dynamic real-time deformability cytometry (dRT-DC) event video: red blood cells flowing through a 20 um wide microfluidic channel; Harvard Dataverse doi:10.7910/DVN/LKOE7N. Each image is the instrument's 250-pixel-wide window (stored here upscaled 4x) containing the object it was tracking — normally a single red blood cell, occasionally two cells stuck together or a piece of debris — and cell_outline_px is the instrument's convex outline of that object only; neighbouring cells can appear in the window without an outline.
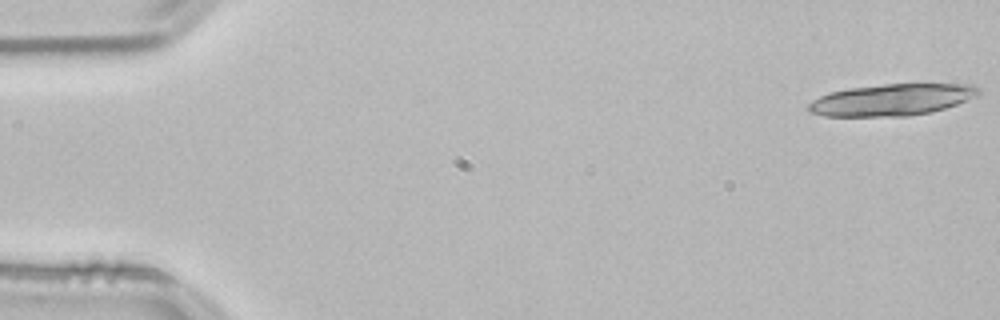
{"species": "common noctule bat (a hibernating species)", "species_latin": "Nyctalus noctula", "temperature_condition": "room temperature", "stored_images_in_passage": 39, "camera_frame_rate_fps": 3000, "um_per_image_px": 0.085, "animal": {"sex": "male", "body_mass_g": 21.5, "forearm_length_mm": 52.0}, "frame": {"image": 1, "passage_image": 1, "time_ms": 0.0, "image_size_px": [1000, 320], "cell_outline_px": [[980, 92], [976, 96], [956, 104], [932, 112], [908, 116], [824, 116], [808, 112], [808, 104], [812, 100], [820, 96], [832, 92], [848, 88], [884, 84], [972, 84], [980, 88]], "centroid_in_image_um": [75.79, 8.48], "position_along_channel_um": 9.2, "area_um2": 31.33}}